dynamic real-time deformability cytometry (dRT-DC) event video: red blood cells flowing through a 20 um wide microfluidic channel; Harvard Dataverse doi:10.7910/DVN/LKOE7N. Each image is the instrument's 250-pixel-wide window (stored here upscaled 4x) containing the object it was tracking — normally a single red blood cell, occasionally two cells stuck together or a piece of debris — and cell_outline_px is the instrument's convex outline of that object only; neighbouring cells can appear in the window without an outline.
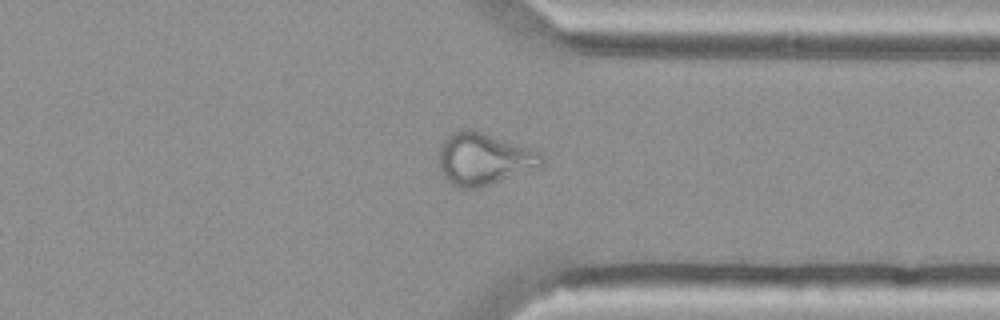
{"species": "Egyptian fruit bat (a non-hibernating species)", "species_latin": "Rousettus aegyptiacus", "temperature_condition": "cold", "stored_images_in_passage": 42, "camera_frame_rate_fps": 3000, "um_per_image_px": 0.085, "animal": {"sex": "female"}, "frame": {"image": 1, "passage_image": 36, "time_ms": 11.667, "image_size_px": [1000, 320], "cell_outline_px": [[544, 164], [540, 168], [476, 188], [460, 188], [452, 184], [444, 176], [440, 168], [440, 148], [444, 140], [452, 132], [464, 128], [472, 128], [532, 148], [540, 152], [544, 156]], "centroid_in_image_um": [41.18, 13.48], "position_along_channel_um": 370.2, "area_um2": 31.33}}